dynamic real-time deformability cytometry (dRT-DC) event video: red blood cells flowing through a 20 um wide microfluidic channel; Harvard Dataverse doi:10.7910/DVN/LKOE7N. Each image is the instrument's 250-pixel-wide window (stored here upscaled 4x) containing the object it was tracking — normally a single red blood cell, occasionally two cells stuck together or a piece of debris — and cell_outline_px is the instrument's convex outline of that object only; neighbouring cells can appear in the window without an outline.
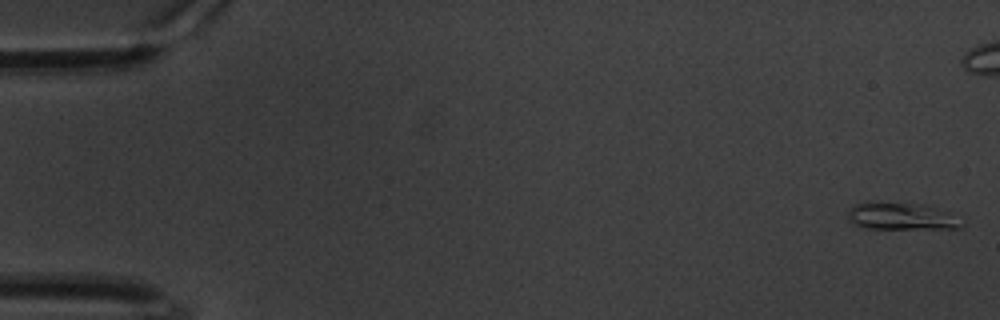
{"species": "common noctule bat (a hibernating species)", "species_latin": "Nyctalus noctula", "temperature_condition": "warm", "stored_images_in_passage": 18, "camera_frame_rate_fps": 3000, "um_per_image_px": 0.085, "animal": {"sex": "male", "body_mass_g": 20.1, "forearm_length_mm": 53.5}, "frame": {"image": 1, "passage_image": 1, "time_ms": 0.0, "image_size_px": [1000, 320], "cell_outline_px": [[964, 228], [864, 228], [852, 224], [848, 220], [848, 212], [856, 204], [868, 200], [928, 204], [948, 212], [964, 224]], "centroid_in_image_um": [76.57, 18.35], "position_along_channel_um": 8.4, "area_um2": 18.38}}